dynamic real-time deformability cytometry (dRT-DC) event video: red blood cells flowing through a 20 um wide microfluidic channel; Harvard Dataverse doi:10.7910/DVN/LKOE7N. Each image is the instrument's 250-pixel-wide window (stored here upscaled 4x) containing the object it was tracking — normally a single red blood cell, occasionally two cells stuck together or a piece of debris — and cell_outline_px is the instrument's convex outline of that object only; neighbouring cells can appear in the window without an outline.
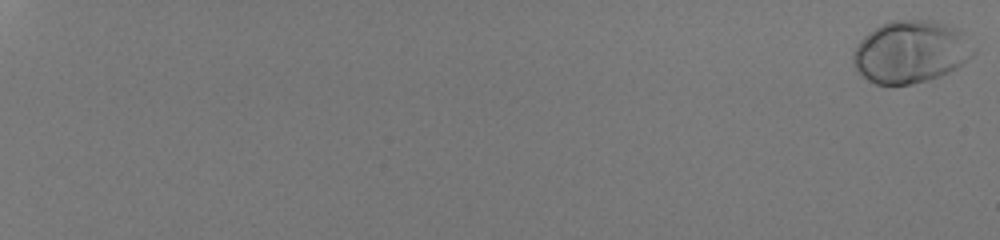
{"species": "human", "species_latin": "Homo sapiens", "temperature_condition": "room temperature", "stored_images_in_passage": 57, "camera_frame_rate_fps": 3000, "um_per_image_px": 0.085, "donor": {"sex": "male"}, "frame": {"image": 1, "passage_image": 1, "time_ms": 0.0, "image_size_px": [1000, 240], "cell_outline_px": [[976, 52], [972, 56], [956, 68], [940, 76], [928, 80], [912, 84], [876, 84], [860, 76], [852, 64], [852, 52], [856, 44], [868, 32], [880, 24], [892, 20], [932, 20], [960, 28], [976, 48]], "centroid_in_image_um": [77.4, 4.39], "position_along_channel_um": 7.6, "area_um2": 44.39}}
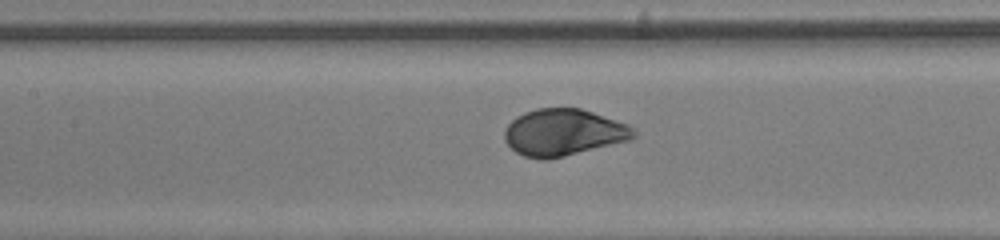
{"frame": {"image": 2, "passage_image": 33, "time_ms": 10.667, "image_size_px": [1000, 240], "cell_outline_px": [[636, 136], [632, 140], [564, 156], [544, 160], [524, 156], [516, 152], [504, 140], [504, 132], [508, 124], [516, 116], [524, 112], [536, 108], [580, 108], [628, 124], [636, 132]], "centroid_in_image_um": [47.89, 11.25], "position_along_channel_um": 159.5, "area_um2": 35.2}}
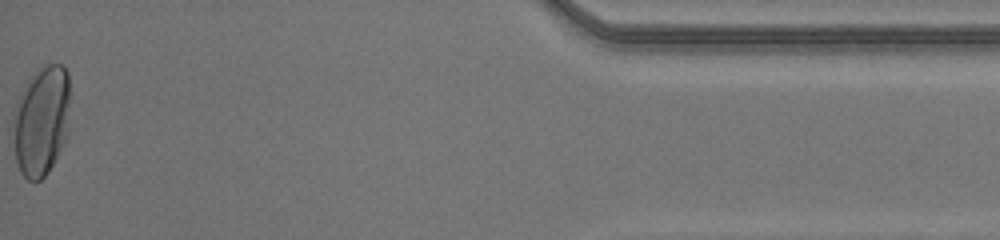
{"frame": {"image": 3, "passage_image": 57, "time_ms": 18.667, "image_size_px": [1000, 240], "cell_outline_px": [[68, 136], [48, 172], [40, 180], [28, 180], [20, 172], [16, 160], [12, 116], [16, 100], [32, 76], [40, 68], [48, 64], [60, 64], [68, 72]], "centroid_in_image_um": [3.51, 10.29], "position_along_channel_um": 431.7, "area_um2": 36.24}, "authors_computed_cell_mechanics": {"area_um2": 35.8938, "velocity_mm_per_s": 4.1523, "shape_relaxation_time_tau1_ms": 2.3037, "shape_relaxation_time_tau2_ms": null, "deformation_change_tau1": 0.1519, "deformation_change_tau2": null}}